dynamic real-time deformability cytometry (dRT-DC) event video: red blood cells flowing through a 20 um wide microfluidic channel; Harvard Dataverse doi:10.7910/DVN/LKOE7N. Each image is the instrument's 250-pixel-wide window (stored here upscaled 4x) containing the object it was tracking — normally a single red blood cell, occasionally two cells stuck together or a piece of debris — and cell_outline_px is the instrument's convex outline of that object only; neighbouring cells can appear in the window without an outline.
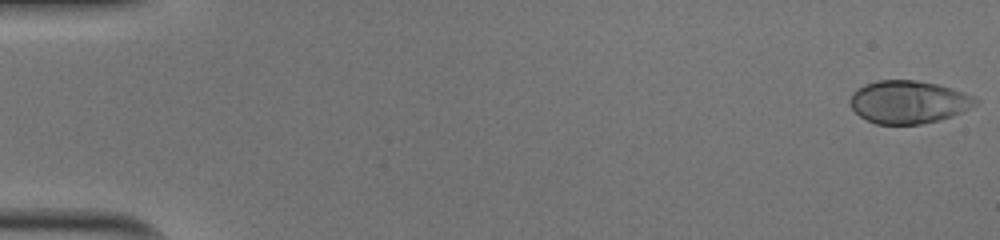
{"species": "human", "species_latin": "Homo sapiens", "temperature_condition": "cold", "stored_images_in_passage": 51, "camera_frame_rate_fps": 3000, "um_per_image_px": 0.085, "donor": {"sex": "male"}, "frame": {"image": 1, "passage_image": 1, "time_ms": 0.0, "image_size_px": [1000, 240], "cell_outline_px": [[980, 104], [952, 116], [940, 120], [920, 124], [876, 124], [860, 116], [852, 108], [848, 100], [852, 92], [856, 88], [864, 84], [876, 80], [916, 80], [936, 84], [952, 88], [964, 92], [980, 100]], "centroid_in_image_um": [77.22, 8.66], "position_along_channel_um": 7.8, "area_um2": 31.62}}
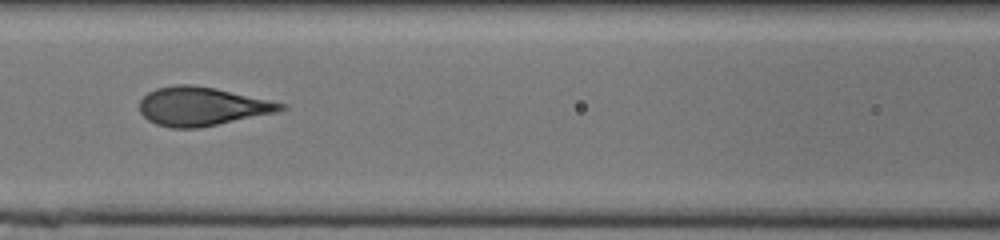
{"frame": {"image": 2, "passage_image": 24, "time_ms": 7.667, "image_size_px": [1000, 240], "cell_outline_px": [[288, 108], [276, 112], [196, 128], [172, 128], [156, 124], [148, 120], [140, 112], [140, 100], [148, 92], [156, 88], [176, 84], [192, 84], [216, 88], [288, 104]], "centroid_in_image_um": [17.15, 9.02], "position_along_channel_um": 149.4, "area_um2": 31.67}}
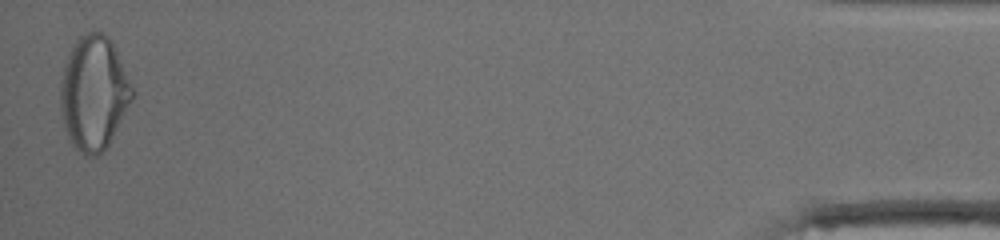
{"frame": {"image": 3, "passage_image": 51, "time_ms": 16.667, "image_size_px": [1000, 240], "cell_outline_px": [[136, 92], [132, 100], [108, 144], [96, 156], [84, 156], [68, 140], [64, 128], [60, 108], [60, 84], [64, 64], [68, 52], [72, 44], [80, 36], [88, 32], [104, 32], [108, 36]], "centroid_in_image_um": [7.94, 7.9], "position_along_channel_um": 427.3, "area_um2": 47.74}, "authors_computed_cell_mechanics": {"area_um2": 31.79, "velocity_mm_per_s": 4.0338, "shape_relaxation_time_tau1_ms": 4.3801, "shape_relaxation_time_tau2_ms": null, "deformation_change_tau1": 0.2333, "deformation_change_tau2": null}}